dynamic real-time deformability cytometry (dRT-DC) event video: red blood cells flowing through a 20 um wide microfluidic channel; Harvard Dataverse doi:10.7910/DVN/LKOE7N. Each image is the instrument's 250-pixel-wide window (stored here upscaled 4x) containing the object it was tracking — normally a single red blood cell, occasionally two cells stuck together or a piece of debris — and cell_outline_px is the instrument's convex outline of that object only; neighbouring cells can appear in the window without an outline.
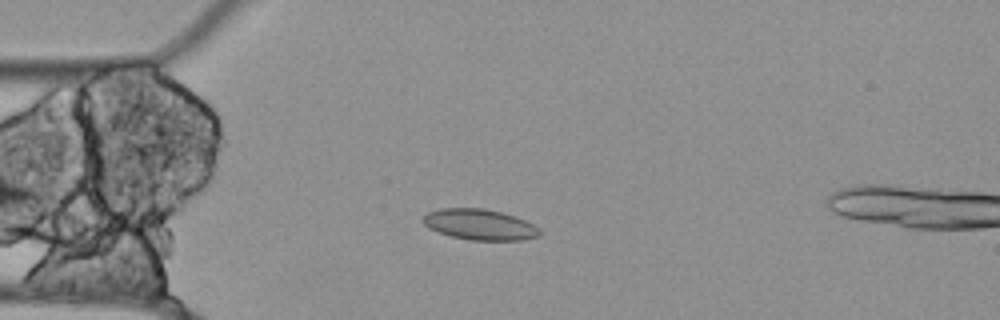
{"species": "Egyptian fruit bat (a non-hibernating species)", "species_latin": "Rousettus aegyptiacus", "temperature_condition": "cold", "stored_images_in_passage": 9, "camera_frame_rate_fps": 3000, "um_per_image_px": 0.085, "animal": {"sex": "female"}, "frame": {"image": 1, "passage_image": 3, "time_ms": 0.667, "image_size_px": [1000, 320], "cell_outline_px": [[540, 232], [536, 236], [524, 240], [468, 240], [452, 236], [428, 228], [424, 224], [424, 216], [428, 212], [440, 208], [484, 208], [500, 212], [524, 220], [540, 228]], "centroid_in_image_um": [40.76, 19.08], "position_along_channel_um": 44.2, "area_um2": 20.63}}
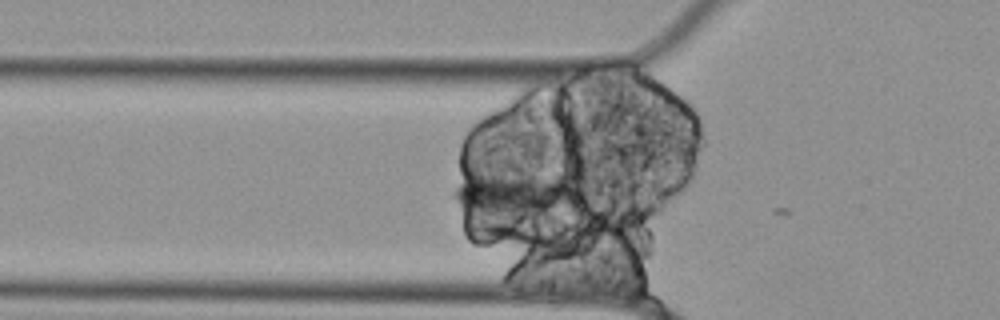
{"frame": {"image": 2, "passage_image": 7, "time_ms": 2.0, "image_size_px": [1000, 320], "cell_outline_px": [[580, 192], [560, 204], [552, 208], [524, 220], [464, 212], [460, 208], [452, 196], [452, 192], [456, 184], [472, 172], [556, 172]], "centroid_in_image_um": [43.51, 16.44], "position_along_channel_um": 82.3, "area_um2": 33.23}}